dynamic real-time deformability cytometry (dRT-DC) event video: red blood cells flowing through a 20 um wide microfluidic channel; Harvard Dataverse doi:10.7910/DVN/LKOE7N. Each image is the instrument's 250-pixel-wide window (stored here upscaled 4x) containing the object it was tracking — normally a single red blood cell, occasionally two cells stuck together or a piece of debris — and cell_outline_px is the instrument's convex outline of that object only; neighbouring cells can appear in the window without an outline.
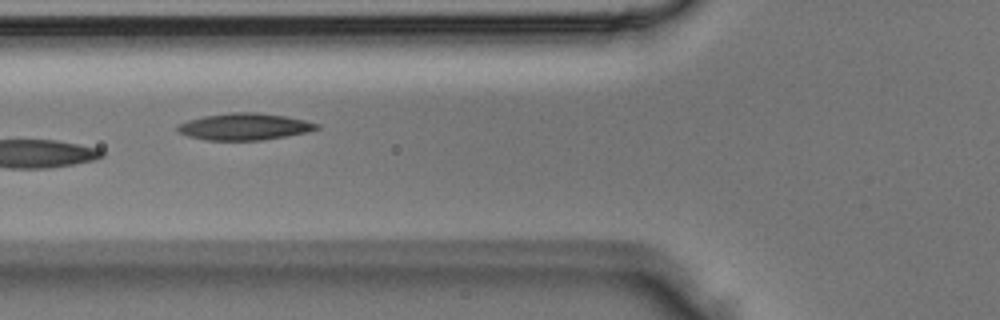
{"species": "Egyptian fruit bat (a non-hibernating species)", "species_latin": "Rousettus aegyptiacus", "temperature_condition": "room temperature", "stored_images_in_passage": 4, "camera_frame_rate_fps": 3000, "um_per_image_px": 0.085, "animal": {"sex": "male"}, "frame": {"image": 1, "passage_image": 4, "time_ms": 1.0, "image_size_px": [1000, 320], "cell_outline_px": [[320, 128], [308, 132], [260, 140], [204, 140], [188, 136], [180, 132], [176, 128], [180, 124], [188, 120], [204, 116], [232, 112], [256, 112], [284, 116], [304, 120], [320, 124]], "centroid_in_image_um": [20.79, 10.76], "position_along_channel_um": 105.0, "area_um2": 21.5}}